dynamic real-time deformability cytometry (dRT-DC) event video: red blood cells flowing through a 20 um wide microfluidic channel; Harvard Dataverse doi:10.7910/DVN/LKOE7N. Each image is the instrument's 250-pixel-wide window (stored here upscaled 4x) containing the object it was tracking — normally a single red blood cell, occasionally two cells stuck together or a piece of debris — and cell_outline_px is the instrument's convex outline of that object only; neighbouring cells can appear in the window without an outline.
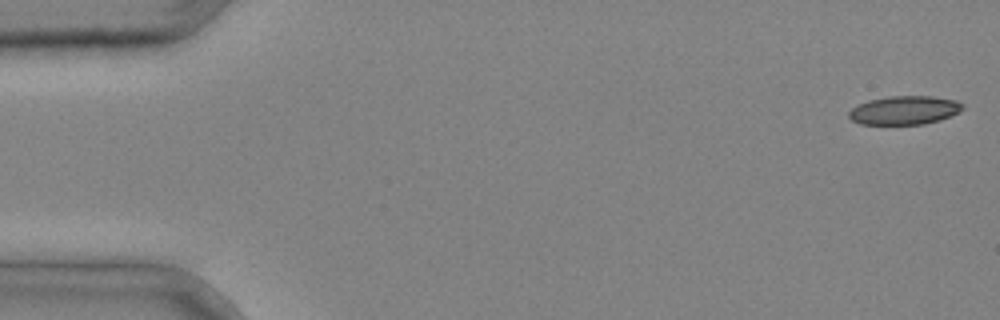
{"species": "common noctule bat (a hibernating species)", "species_latin": "Nyctalus noctula", "temperature_condition": "cold", "stored_images_in_passage": 5, "camera_frame_rate_fps": 3000, "um_per_image_px": 0.085, "animal": {"sex": "male", "body_mass_g": 20.4}, "frame": {"image": 1, "passage_image": 1, "time_ms": 0.0, "image_size_px": [1000, 320], "cell_outline_px": [[964, 108], [960, 112], [940, 120], [924, 124], [860, 124], [852, 120], [848, 116], [848, 112], [856, 104], [868, 100], [892, 96], [932, 96], [956, 100], [964, 104]], "centroid_in_image_um": [76.88, 9.36], "position_along_channel_um": 8.1, "area_um2": 19.13}}
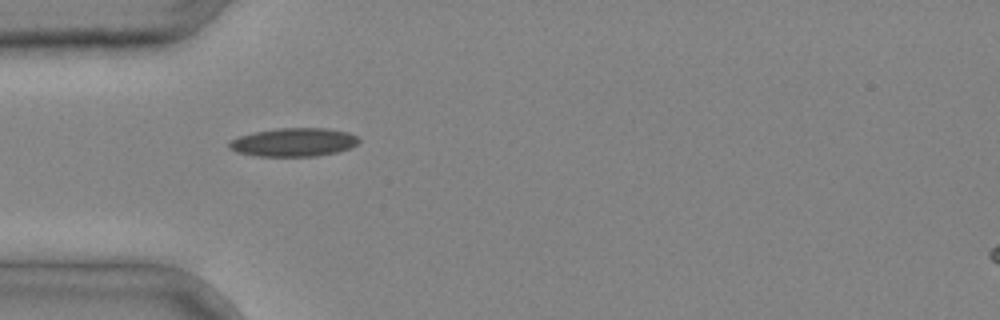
{"frame": {"image": 2, "passage_image": 4, "time_ms": 1.0, "image_size_px": [1000, 320], "cell_outline_px": [[360, 140], [356, 144], [348, 148], [336, 152], [316, 156], [256, 156], [236, 152], [228, 148], [228, 144], [232, 140], [240, 136], [256, 132], [276, 128], [328, 128], [348, 132], [356, 136]], "centroid_in_image_um": [24.95, 12.09], "position_along_channel_um": 60.0, "area_um2": 21.39}}